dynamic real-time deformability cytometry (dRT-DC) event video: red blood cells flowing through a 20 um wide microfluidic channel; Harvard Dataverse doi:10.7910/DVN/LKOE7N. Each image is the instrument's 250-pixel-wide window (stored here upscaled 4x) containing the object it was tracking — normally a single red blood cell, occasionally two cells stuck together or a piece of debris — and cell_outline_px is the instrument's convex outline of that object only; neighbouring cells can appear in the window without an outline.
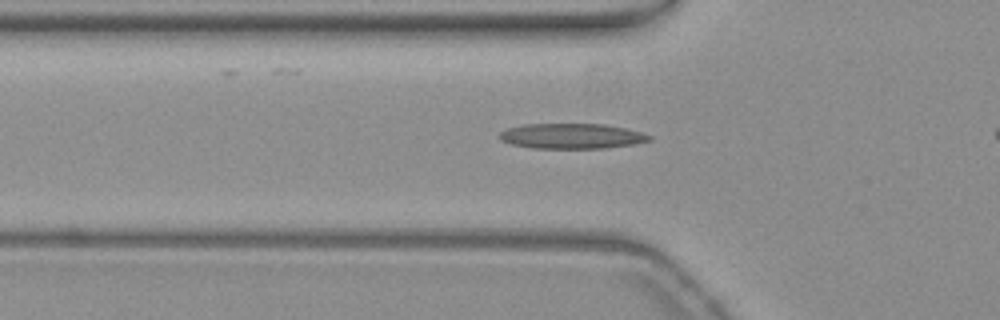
{"species": "common noctule bat (a hibernating species)", "species_latin": "Nyctalus noctula", "temperature_condition": "warm", "stored_images_in_passage": 33, "camera_frame_rate_fps": 3000, "um_per_image_px": 0.085, "animal": {"sex": "female", "body_mass_g": 19.3, "forearm_length_mm": 54.1}, "frame": {"image": 1, "passage_image": 4, "time_ms": 1.0, "image_size_px": [1000, 320], "cell_outline_px": [[652, 140], [636, 144], [604, 148], [532, 148], [512, 144], [500, 140], [500, 132], [508, 128], [524, 124], [604, 124], [624, 128], [640, 132], [652, 136]], "centroid_in_image_um": [48.61, 11.57], "position_along_channel_um": 77.2, "area_um2": 21.96}}
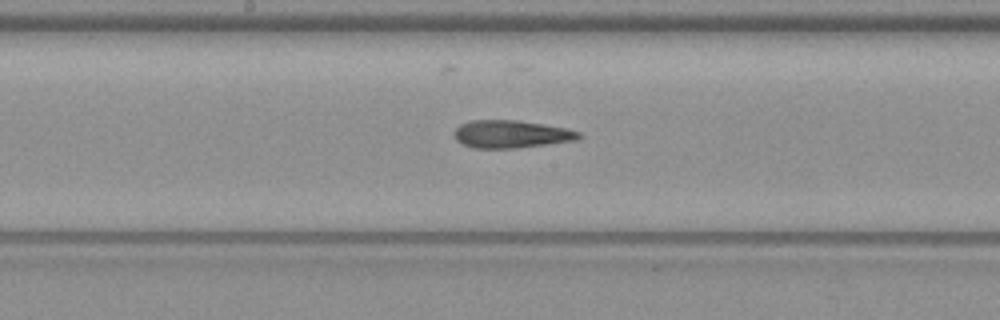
{"frame": {"image": 2, "passage_image": 14, "time_ms": 4.333, "image_size_px": [1000, 320], "cell_outline_px": [[584, 136], [576, 140], [548, 144], [516, 148], [472, 148], [460, 144], [452, 136], [452, 132], [460, 124], [468, 120], [516, 120], [568, 128], [580, 132]], "centroid_in_image_um": [43.41, 11.4], "position_along_channel_um": 204.8, "area_um2": 20.46}}
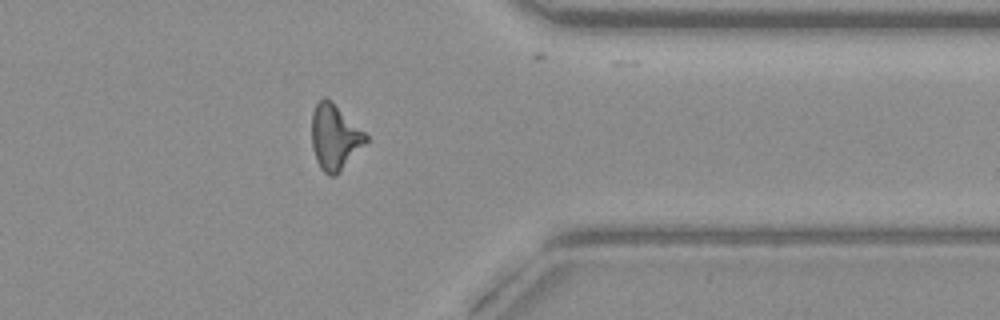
{"frame": {"image": 3, "passage_image": 29, "time_ms": 9.333, "image_size_px": [1000, 320], "cell_outline_px": [[368, 140], [340, 172], [336, 176], [328, 176], [320, 168], [316, 160], [312, 148], [312, 112], [316, 104], [324, 96], [332, 100], [368, 136]], "centroid_in_image_um": [28.43, 11.66], "position_along_channel_um": 383.0, "area_um2": 20.63}, "authors_computed_cell_mechanics": {"area_um2": 20.4034, "velocity_mm_per_s": 3.7914, "shape_relaxation_time_tau1_ms": 10.2447, "shape_relaxation_time_tau2_ms": 4.1705, "deformation_change_tau1": 0.2664, "deformation_change_tau2": 0.1738}}